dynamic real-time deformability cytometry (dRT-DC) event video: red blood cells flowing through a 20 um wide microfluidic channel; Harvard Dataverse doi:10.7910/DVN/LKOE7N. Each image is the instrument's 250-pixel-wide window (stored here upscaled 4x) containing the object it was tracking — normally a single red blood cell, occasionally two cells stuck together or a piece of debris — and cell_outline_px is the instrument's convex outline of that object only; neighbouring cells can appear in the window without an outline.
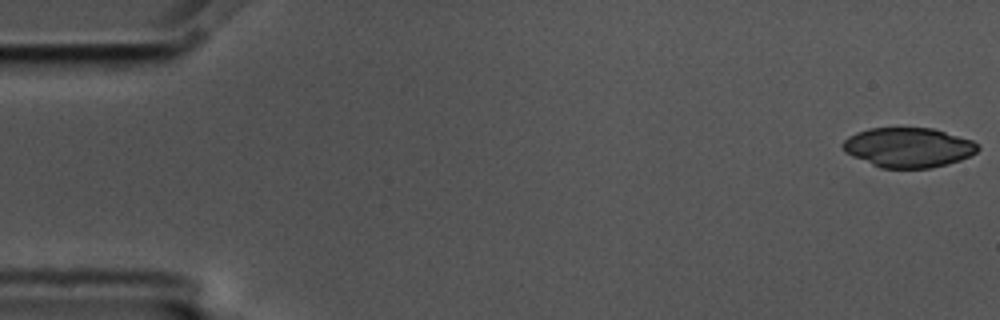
{"species": "common noctule bat (a hibernating species)", "species_latin": "Nyctalus noctula", "temperature_condition": "cold", "stored_images_in_passage": 56, "camera_frame_rate_fps": 3000, "um_per_image_px": 0.085, "animal": {"sex": "male", "body_mass_g": 17.5, "forearm_length_mm": 52.3}, "frame": {"image": 1, "passage_image": 1, "time_ms": 0.0, "image_size_px": [1000, 320], "cell_outline_px": [[980, 148], [976, 152], [960, 160], [948, 164], [932, 168], [880, 168], [852, 156], [844, 152], [840, 144], [848, 136], [856, 132], [868, 128], [932, 128], [972, 140], [980, 144]], "centroid_in_image_um": [77.18, 12.53], "position_along_channel_um": 7.8, "area_um2": 31.44}}